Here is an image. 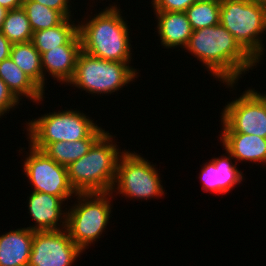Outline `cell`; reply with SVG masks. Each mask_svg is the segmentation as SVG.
I'll use <instances>...</instances> for the list:
<instances>
[{
  "label": "cell",
  "instance_id": "11",
  "mask_svg": "<svg viewBox=\"0 0 266 266\" xmlns=\"http://www.w3.org/2000/svg\"><path fill=\"white\" fill-rule=\"evenodd\" d=\"M82 253L67 229L34 231L27 266H73Z\"/></svg>",
  "mask_w": 266,
  "mask_h": 266
},
{
  "label": "cell",
  "instance_id": "4",
  "mask_svg": "<svg viewBox=\"0 0 266 266\" xmlns=\"http://www.w3.org/2000/svg\"><path fill=\"white\" fill-rule=\"evenodd\" d=\"M113 197L111 192L77 193L74 204L68 205L66 229L83 252L102 238L112 217Z\"/></svg>",
  "mask_w": 266,
  "mask_h": 266
},
{
  "label": "cell",
  "instance_id": "18",
  "mask_svg": "<svg viewBox=\"0 0 266 266\" xmlns=\"http://www.w3.org/2000/svg\"><path fill=\"white\" fill-rule=\"evenodd\" d=\"M0 78L19 101L24 97L39 104L46 98L45 92L10 57L0 62Z\"/></svg>",
  "mask_w": 266,
  "mask_h": 266
},
{
  "label": "cell",
  "instance_id": "9",
  "mask_svg": "<svg viewBox=\"0 0 266 266\" xmlns=\"http://www.w3.org/2000/svg\"><path fill=\"white\" fill-rule=\"evenodd\" d=\"M220 133H242L266 138V96L246 89L222 109Z\"/></svg>",
  "mask_w": 266,
  "mask_h": 266
},
{
  "label": "cell",
  "instance_id": "3",
  "mask_svg": "<svg viewBox=\"0 0 266 266\" xmlns=\"http://www.w3.org/2000/svg\"><path fill=\"white\" fill-rule=\"evenodd\" d=\"M106 131L80 159L67 167L69 182L76 193L111 192L119 157L125 152Z\"/></svg>",
  "mask_w": 266,
  "mask_h": 266
},
{
  "label": "cell",
  "instance_id": "25",
  "mask_svg": "<svg viewBox=\"0 0 266 266\" xmlns=\"http://www.w3.org/2000/svg\"><path fill=\"white\" fill-rule=\"evenodd\" d=\"M20 101L8 89L5 82L0 78V118L5 116L12 110H15L18 105H22Z\"/></svg>",
  "mask_w": 266,
  "mask_h": 266
},
{
  "label": "cell",
  "instance_id": "31",
  "mask_svg": "<svg viewBox=\"0 0 266 266\" xmlns=\"http://www.w3.org/2000/svg\"><path fill=\"white\" fill-rule=\"evenodd\" d=\"M251 1L256 2V3L260 4V5L266 6V0H251Z\"/></svg>",
  "mask_w": 266,
  "mask_h": 266
},
{
  "label": "cell",
  "instance_id": "5",
  "mask_svg": "<svg viewBox=\"0 0 266 266\" xmlns=\"http://www.w3.org/2000/svg\"><path fill=\"white\" fill-rule=\"evenodd\" d=\"M220 24L240 46L259 64L264 58L266 6L251 0H220Z\"/></svg>",
  "mask_w": 266,
  "mask_h": 266
},
{
  "label": "cell",
  "instance_id": "1",
  "mask_svg": "<svg viewBox=\"0 0 266 266\" xmlns=\"http://www.w3.org/2000/svg\"><path fill=\"white\" fill-rule=\"evenodd\" d=\"M184 50L196 57L216 81L232 91L240 78L258 64L220 23L194 30Z\"/></svg>",
  "mask_w": 266,
  "mask_h": 266
},
{
  "label": "cell",
  "instance_id": "14",
  "mask_svg": "<svg viewBox=\"0 0 266 266\" xmlns=\"http://www.w3.org/2000/svg\"><path fill=\"white\" fill-rule=\"evenodd\" d=\"M29 195L27 210L35 222L27 228L33 231L66 229L67 207L65 206L67 205H64L65 201L60 197L37 191H31Z\"/></svg>",
  "mask_w": 266,
  "mask_h": 266
},
{
  "label": "cell",
  "instance_id": "28",
  "mask_svg": "<svg viewBox=\"0 0 266 266\" xmlns=\"http://www.w3.org/2000/svg\"><path fill=\"white\" fill-rule=\"evenodd\" d=\"M12 43L0 31V62L10 57Z\"/></svg>",
  "mask_w": 266,
  "mask_h": 266
},
{
  "label": "cell",
  "instance_id": "10",
  "mask_svg": "<svg viewBox=\"0 0 266 266\" xmlns=\"http://www.w3.org/2000/svg\"><path fill=\"white\" fill-rule=\"evenodd\" d=\"M28 149L22 166L32 191L60 197L65 202L72 200L77 193L69 182L67 167L58 164L31 144Z\"/></svg>",
  "mask_w": 266,
  "mask_h": 266
},
{
  "label": "cell",
  "instance_id": "32",
  "mask_svg": "<svg viewBox=\"0 0 266 266\" xmlns=\"http://www.w3.org/2000/svg\"><path fill=\"white\" fill-rule=\"evenodd\" d=\"M196 2H209V1H220V0H195Z\"/></svg>",
  "mask_w": 266,
  "mask_h": 266
},
{
  "label": "cell",
  "instance_id": "22",
  "mask_svg": "<svg viewBox=\"0 0 266 266\" xmlns=\"http://www.w3.org/2000/svg\"><path fill=\"white\" fill-rule=\"evenodd\" d=\"M0 31L12 44L29 42L33 37L29 19L22 7L8 10Z\"/></svg>",
  "mask_w": 266,
  "mask_h": 266
},
{
  "label": "cell",
  "instance_id": "21",
  "mask_svg": "<svg viewBox=\"0 0 266 266\" xmlns=\"http://www.w3.org/2000/svg\"><path fill=\"white\" fill-rule=\"evenodd\" d=\"M10 58L43 90L41 54L32 41L12 44Z\"/></svg>",
  "mask_w": 266,
  "mask_h": 266
},
{
  "label": "cell",
  "instance_id": "20",
  "mask_svg": "<svg viewBox=\"0 0 266 266\" xmlns=\"http://www.w3.org/2000/svg\"><path fill=\"white\" fill-rule=\"evenodd\" d=\"M72 19L66 18L53 28L33 32L32 42L40 54L65 45L78 32V21Z\"/></svg>",
  "mask_w": 266,
  "mask_h": 266
},
{
  "label": "cell",
  "instance_id": "19",
  "mask_svg": "<svg viewBox=\"0 0 266 266\" xmlns=\"http://www.w3.org/2000/svg\"><path fill=\"white\" fill-rule=\"evenodd\" d=\"M105 132V129L99 126L88 138L50 143L42 151L58 164L68 167L84 156Z\"/></svg>",
  "mask_w": 266,
  "mask_h": 266
},
{
  "label": "cell",
  "instance_id": "13",
  "mask_svg": "<svg viewBox=\"0 0 266 266\" xmlns=\"http://www.w3.org/2000/svg\"><path fill=\"white\" fill-rule=\"evenodd\" d=\"M81 51V39L77 32L65 45H60L41 54L44 92V89L47 88V75L53 77L60 84L66 85L72 80Z\"/></svg>",
  "mask_w": 266,
  "mask_h": 266
},
{
  "label": "cell",
  "instance_id": "8",
  "mask_svg": "<svg viewBox=\"0 0 266 266\" xmlns=\"http://www.w3.org/2000/svg\"><path fill=\"white\" fill-rule=\"evenodd\" d=\"M152 162L135 151L125 152L117 163L116 179L111 190L112 194L129 198L130 200L158 199L165 196L160 173Z\"/></svg>",
  "mask_w": 266,
  "mask_h": 266
},
{
  "label": "cell",
  "instance_id": "23",
  "mask_svg": "<svg viewBox=\"0 0 266 266\" xmlns=\"http://www.w3.org/2000/svg\"><path fill=\"white\" fill-rule=\"evenodd\" d=\"M22 8L26 11L33 32L53 28L66 19L60 11L33 0H23Z\"/></svg>",
  "mask_w": 266,
  "mask_h": 266
},
{
  "label": "cell",
  "instance_id": "29",
  "mask_svg": "<svg viewBox=\"0 0 266 266\" xmlns=\"http://www.w3.org/2000/svg\"><path fill=\"white\" fill-rule=\"evenodd\" d=\"M23 0H0V6L6 8L7 10H13L21 8Z\"/></svg>",
  "mask_w": 266,
  "mask_h": 266
},
{
  "label": "cell",
  "instance_id": "7",
  "mask_svg": "<svg viewBox=\"0 0 266 266\" xmlns=\"http://www.w3.org/2000/svg\"><path fill=\"white\" fill-rule=\"evenodd\" d=\"M68 109L45 113L32 120L28 119L24 123L27 139H29L28 144L42 151L50 143L88 138L99 127L97 122L80 109Z\"/></svg>",
  "mask_w": 266,
  "mask_h": 266
},
{
  "label": "cell",
  "instance_id": "12",
  "mask_svg": "<svg viewBox=\"0 0 266 266\" xmlns=\"http://www.w3.org/2000/svg\"><path fill=\"white\" fill-rule=\"evenodd\" d=\"M220 157L211 158L203 164L199 179L202 181V190L206 193L226 195L233 187L240 185L244 178L242 170L237 167L235 159L227 152ZM233 160V161H232ZM234 162V163H233Z\"/></svg>",
  "mask_w": 266,
  "mask_h": 266
},
{
  "label": "cell",
  "instance_id": "17",
  "mask_svg": "<svg viewBox=\"0 0 266 266\" xmlns=\"http://www.w3.org/2000/svg\"><path fill=\"white\" fill-rule=\"evenodd\" d=\"M34 231L27 227L11 229L0 235V266H27Z\"/></svg>",
  "mask_w": 266,
  "mask_h": 266
},
{
  "label": "cell",
  "instance_id": "16",
  "mask_svg": "<svg viewBox=\"0 0 266 266\" xmlns=\"http://www.w3.org/2000/svg\"><path fill=\"white\" fill-rule=\"evenodd\" d=\"M223 150L237 161L266 165V138L242 133H220Z\"/></svg>",
  "mask_w": 266,
  "mask_h": 266
},
{
  "label": "cell",
  "instance_id": "24",
  "mask_svg": "<svg viewBox=\"0 0 266 266\" xmlns=\"http://www.w3.org/2000/svg\"><path fill=\"white\" fill-rule=\"evenodd\" d=\"M192 30L212 27L220 23V1L195 2L185 11Z\"/></svg>",
  "mask_w": 266,
  "mask_h": 266
},
{
  "label": "cell",
  "instance_id": "6",
  "mask_svg": "<svg viewBox=\"0 0 266 266\" xmlns=\"http://www.w3.org/2000/svg\"><path fill=\"white\" fill-rule=\"evenodd\" d=\"M131 62L109 61L93 57L81 51L77 58L75 73L69 86L95 96L113 94L137 81L140 70ZM136 78V79H135ZM97 94V95H96Z\"/></svg>",
  "mask_w": 266,
  "mask_h": 266
},
{
  "label": "cell",
  "instance_id": "2",
  "mask_svg": "<svg viewBox=\"0 0 266 266\" xmlns=\"http://www.w3.org/2000/svg\"><path fill=\"white\" fill-rule=\"evenodd\" d=\"M113 4L80 22L78 19L82 51L100 59L131 62L130 25L122 16L120 4Z\"/></svg>",
  "mask_w": 266,
  "mask_h": 266
},
{
  "label": "cell",
  "instance_id": "30",
  "mask_svg": "<svg viewBox=\"0 0 266 266\" xmlns=\"http://www.w3.org/2000/svg\"><path fill=\"white\" fill-rule=\"evenodd\" d=\"M7 12L8 10L6 8L0 6V30L4 22V19L6 18Z\"/></svg>",
  "mask_w": 266,
  "mask_h": 266
},
{
  "label": "cell",
  "instance_id": "15",
  "mask_svg": "<svg viewBox=\"0 0 266 266\" xmlns=\"http://www.w3.org/2000/svg\"><path fill=\"white\" fill-rule=\"evenodd\" d=\"M157 26L155 30L160 37L161 46L166 49L183 48L184 50L192 35V27L185 12L153 11Z\"/></svg>",
  "mask_w": 266,
  "mask_h": 266
},
{
  "label": "cell",
  "instance_id": "26",
  "mask_svg": "<svg viewBox=\"0 0 266 266\" xmlns=\"http://www.w3.org/2000/svg\"><path fill=\"white\" fill-rule=\"evenodd\" d=\"M195 0H151L153 11H180L186 9L195 3Z\"/></svg>",
  "mask_w": 266,
  "mask_h": 266
},
{
  "label": "cell",
  "instance_id": "27",
  "mask_svg": "<svg viewBox=\"0 0 266 266\" xmlns=\"http://www.w3.org/2000/svg\"><path fill=\"white\" fill-rule=\"evenodd\" d=\"M38 2L48 8L53 10L60 11L66 18H73L72 17V5L70 3L71 0H33Z\"/></svg>",
  "mask_w": 266,
  "mask_h": 266
}]
</instances>
